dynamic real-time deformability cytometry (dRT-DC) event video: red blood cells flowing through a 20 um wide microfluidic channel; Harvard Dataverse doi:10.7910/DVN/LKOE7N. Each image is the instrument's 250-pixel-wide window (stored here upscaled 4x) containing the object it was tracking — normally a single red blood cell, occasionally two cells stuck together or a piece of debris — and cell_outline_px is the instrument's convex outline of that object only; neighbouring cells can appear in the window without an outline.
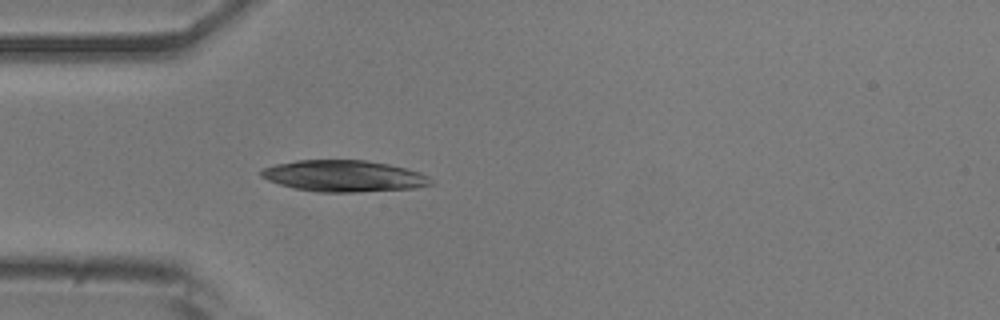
{"species": "common noctule bat (a hibernating species)", "species_latin": "Nyctalus noctula", "temperature_condition": "room temperature", "stored_images_in_passage": 38, "camera_frame_rate_fps": 3000, "um_per_image_px": 0.085, "animal": {"sex": "male", "body_mass_g": 20.5, "forearm_length_mm": 52.5}, "frame": {"image": 1, "passage_image": 1, "time_ms": 0.0, "image_size_px": [1000, 320], "cell_outline_px": [[432, 184], [412, 188], [356, 192], [316, 192], [292, 188], [268, 180], [260, 176], [260, 172], [264, 168], [276, 164], [296, 160], [364, 160], [388, 164], [408, 168], [420, 172], [428, 176], [432, 180]], "centroid_in_image_um": [29.22, 14.96], "position_along_channel_um": 55.8, "area_um2": 31.04}}
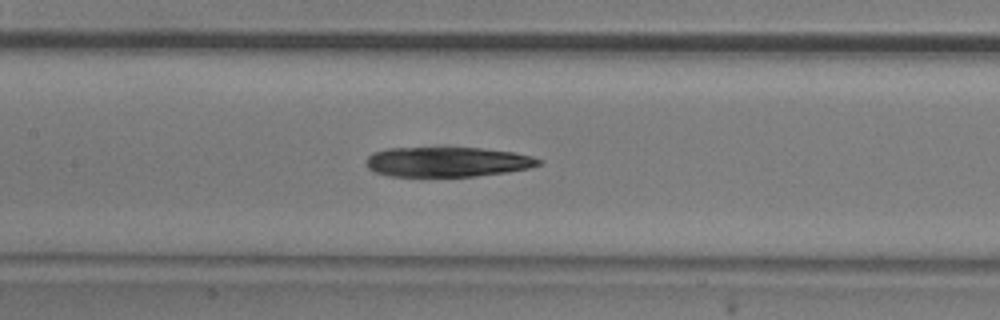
{"frame": {"image": 2, "passage_image": 10, "time_ms": 3.0, "image_size_px": [1000, 320], "cell_outline_px": [[544, 164], [532, 168], [508, 172], [476, 176], [388, 176], [376, 172], [368, 168], [364, 164], [364, 160], [372, 152], [388, 148], [444, 144], [448, 144], [512, 152], [532, 156], [544, 160]], "centroid_in_image_um": [38.01, 13.7], "position_along_channel_um": 169.4, "area_um2": 31.73}}
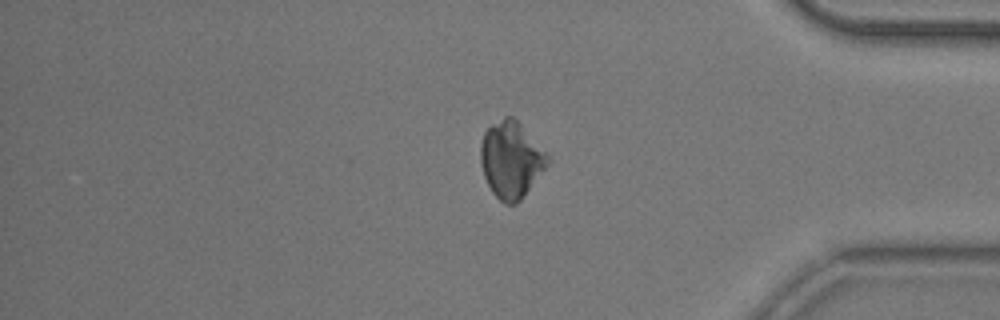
{"frame": {"image": 3, "passage_image": 29, "time_ms": 9.333, "image_size_px": [1000, 320], "cell_outline_px": [[552, 160], [520, 200], [516, 204], [504, 204], [492, 192], [484, 176], [480, 164], [480, 144], [484, 132], [492, 124], [504, 116], [512, 116], [548, 152]], "centroid_in_image_um": [43.45, 13.57], "position_along_channel_um": 391.7, "area_um2": 30.0}}